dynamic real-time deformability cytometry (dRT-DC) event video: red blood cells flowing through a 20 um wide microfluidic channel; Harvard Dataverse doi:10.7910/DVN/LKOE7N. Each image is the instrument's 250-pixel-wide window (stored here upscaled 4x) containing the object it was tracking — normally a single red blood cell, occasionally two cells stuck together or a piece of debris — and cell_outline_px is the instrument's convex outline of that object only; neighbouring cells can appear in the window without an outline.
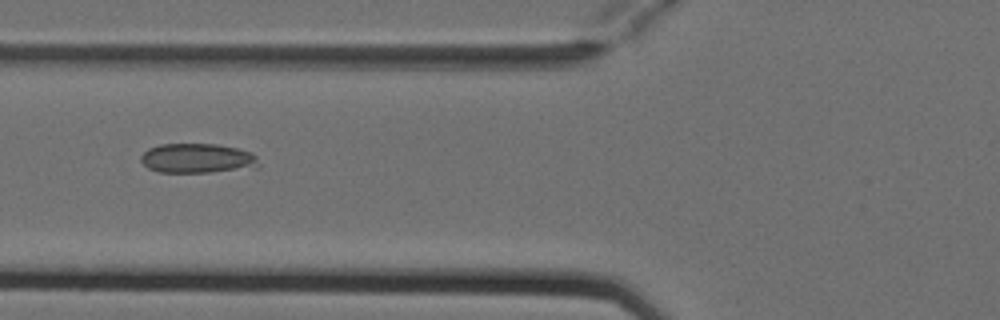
{"species": "Egyptian fruit bat (a non-hibernating species)", "species_latin": "Rousettus aegyptiacus", "temperature_condition": "cold", "stored_images_in_passage": 6, "camera_frame_rate_fps": 3000, "um_per_image_px": 0.085, "animal": {"sex": "female"}, "frame": {"image": 1, "passage_image": 3, "time_ms": 0.667, "image_size_px": [1000, 320], "cell_outline_px": [[260, 168], [208, 172], [160, 172], [148, 168], [140, 160], [140, 156], [148, 148], [160, 144], [216, 144], [236, 148], [252, 152], [256, 156], [260, 164]], "centroid_in_image_um": [16.81, 13.46], "position_along_channel_um": 109.0, "area_um2": 20.52}}
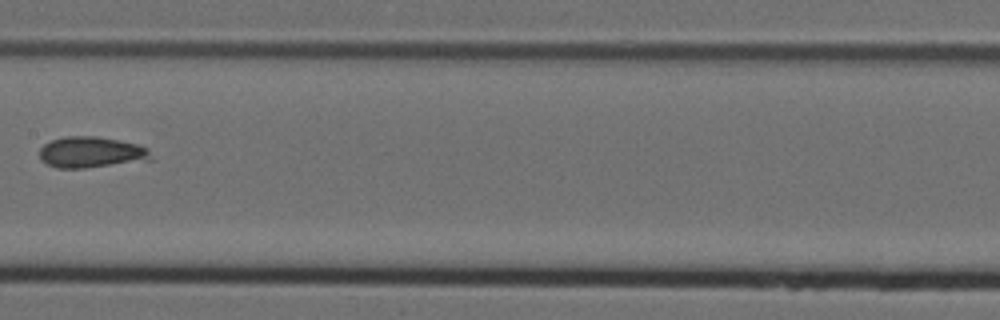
{"frame": {"image": 2, "passage_image": 5, "time_ms": 1.333, "image_size_px": [1000, 320], "cell_outline_px": [[152, 160], [84, 168], [56, 168], [40, 160], [40, 148], [44, 144], [52, 140], [68, 136], [96, 136], [120, 140], [140, 144], [148, 148], [152, 156]], "centroid_in_image_um": [7.79, 12.94], "position_along_channel_um": 199.6, "area_um2": 20.35}}
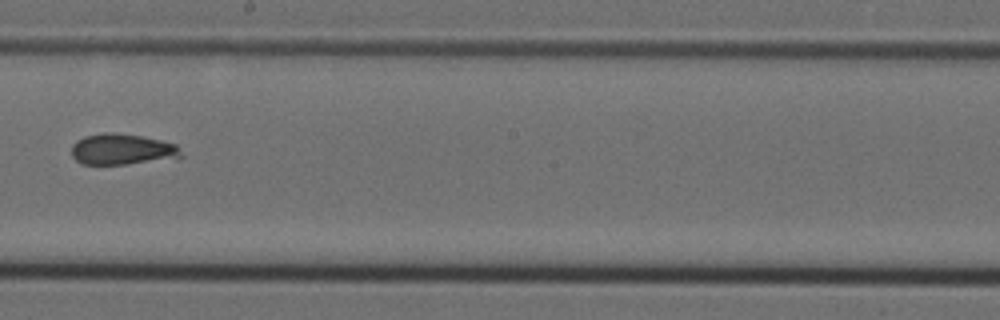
{"frame": {"image": 3, "passage_image": 6, "time_ms": 1.667, "image_size_px": [1000, 320], "cell_outline_px": [[184, 156], [128, 164], [80, 164], [72, 156], [72, 144], [76, 140], [84, 136], [104, 132], [108, 132], [144, 136], [176, 144]], "centroid_in_image_um": [10.34, 12.68], "position_along_channel_um": 237.9, "area_um2": 19.71}}